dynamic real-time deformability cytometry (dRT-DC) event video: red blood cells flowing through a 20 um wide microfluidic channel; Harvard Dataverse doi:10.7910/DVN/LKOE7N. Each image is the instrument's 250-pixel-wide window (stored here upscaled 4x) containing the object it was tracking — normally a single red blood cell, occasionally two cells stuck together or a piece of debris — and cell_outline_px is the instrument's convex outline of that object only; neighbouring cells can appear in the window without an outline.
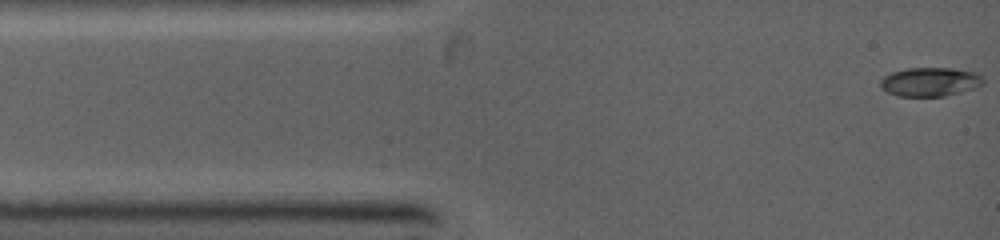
{"species": "common noctule bat (a hibernating species)", "species_latin": "Nyctalus noctula", "temperature_condition": "warm", "stored_images_in_passage": 40, "camera_frame_rate_fps": 5000, "um_per_image_px": 0.085, "animal": {"sex": "female", "body_mass_g": 19.0, "forearm_length_mm": 53.3}, "frame": {"image": 1, "passage_image": 1, "time_ms": 0.0, "image_size_px": [1000, 240], "cell_outline_px": [[984, 84], [960, 92], [944, 96], [900, 96], [888, 92], [880, 84], [880, 80], [884, 76], [892, 72], [908, 68], [952, 68], [976, 72], [984, 80]], "centroid_in_image_um": [79.07, 6.95], "position_along_channel_um": 5.9, "area_um2": 17.11}}
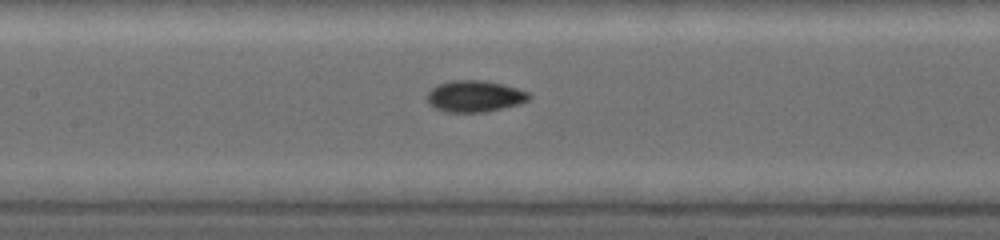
{"frame": {"image": 2, "passage_image": 17, "time_ms": 4.8, "image_size_px": [1000, 240], "cell_outline_px": [[532, 96], [528, 100], [520, 104], [484, 112], [444, 112], [428, 104], [428, 92], [436, 84], [452, 80], [484, 80], [504, 84], [528, 92]], "centroid_in_image_um": [40.35, 8.17], "position_along_channel_um": 167.1, "area_um2": 18.79}}
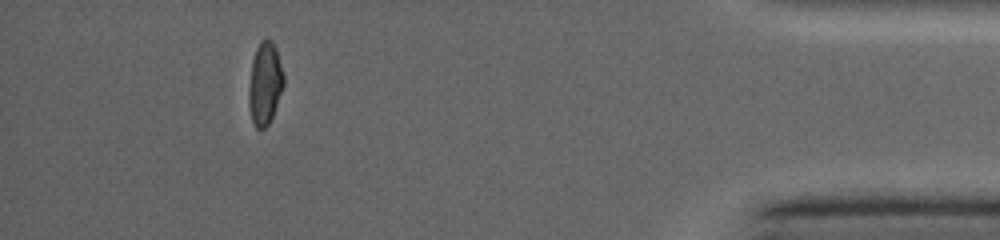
{"frame": {"image": 3, "passage_image": 34, "time_ms": 11.4, "image_size_px": [1000, 240], "cell_outline_px": [[284, 84], [272, 116], [268, 124], [264, 128], [256, 128], [252, 120], [248, 108], [248, 88], [252, 60], [256, 48], [260, 40], [272, 40], [276, 48], [284, 72]], "centroid_in_image_um": [22.5, 7.08], "position_along_channel_um": 412.7, "area_um2": 16.88}}